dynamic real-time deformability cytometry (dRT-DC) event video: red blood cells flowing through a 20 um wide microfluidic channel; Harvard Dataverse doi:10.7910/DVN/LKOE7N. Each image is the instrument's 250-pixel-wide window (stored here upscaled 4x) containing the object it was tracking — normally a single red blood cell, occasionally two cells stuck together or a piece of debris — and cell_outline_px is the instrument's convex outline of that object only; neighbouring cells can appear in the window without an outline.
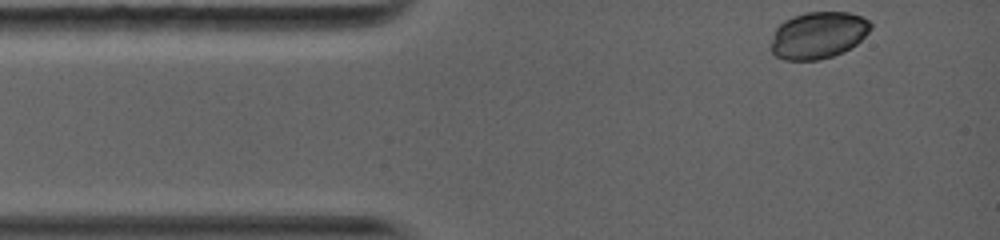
{"species": "common noctule bat (a hibernating species)", "species_latin": "Nyctalus noctula", "temperature_condition": "warm", "stored_images_in_passage": 14, "camera_frame_rate_fps": 5000, "um_per_image_px": 0.085, "animal": {"sex": "female", "body_mass_g": 19.0, "forearm_length_mm": 56.7}, "frame": {"image": 1, "passage_image": 1, "time_ms": 0.0, "image_size_px": [1000, 240], "cell_outline_px": [[872, 28], [856, 44], [844, 52], [820, 60], [784, 60], [776, 56], [772, 52], [772, 40], [776, 28], [784, 20], [792, 16], [808, 12], [848, 12], [860, 16], [868, 20], [872, 24]], "centroid_in_image_um": [69.55, 2.99], "position_along_channel_um": 15.4, "area_um2": 27.17}}
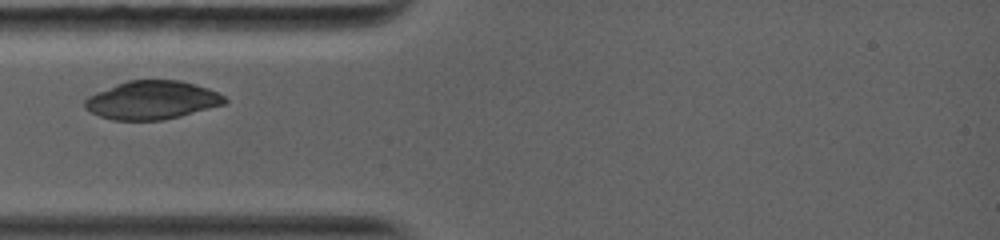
{"frame": {"image": 2, "passage_image": 5, "time_ms": 2.6, "image_size_px": [1000, 240], "cell_outline_px": [[228, 100], [224, 104], [180, 116], [160, 120], [112, 120], [100, 116], [84, 108], [84, 100], [88, 96], [96, 92], [116, 84], [128, 80], [180, 80], [208, 88], [224, 96]], "centroid_in_image_um": [12.9, 8.5], "position_along_channel_um": 72.1, "area_um2": 31.15}}
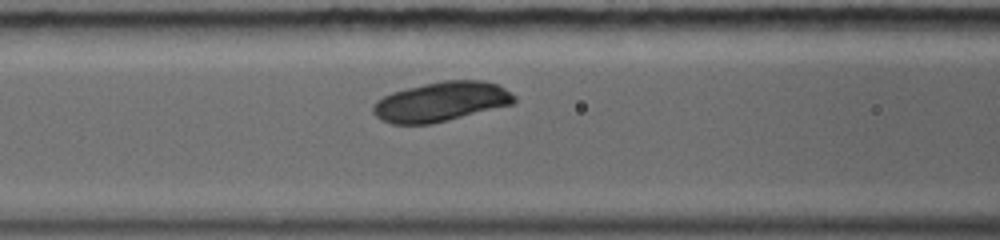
{"frame": {"image": 3, "passage_image": 7, "time_ms": 4.0, "image_size_px": [1000, 240], "cell_outline_px": [[516, 100], [512, 104], [432, 124], [392, 124], [380, 120], [372, 112], [372, 108], [376, 100], [392, 92], [440, 80], [484, 80], [496, 84], [504, 88], [516, 96]], "centroid_in_image_um": [37.47, 8.64], "position_along_channel_um": 129.1, "area_um2": 32.54}}